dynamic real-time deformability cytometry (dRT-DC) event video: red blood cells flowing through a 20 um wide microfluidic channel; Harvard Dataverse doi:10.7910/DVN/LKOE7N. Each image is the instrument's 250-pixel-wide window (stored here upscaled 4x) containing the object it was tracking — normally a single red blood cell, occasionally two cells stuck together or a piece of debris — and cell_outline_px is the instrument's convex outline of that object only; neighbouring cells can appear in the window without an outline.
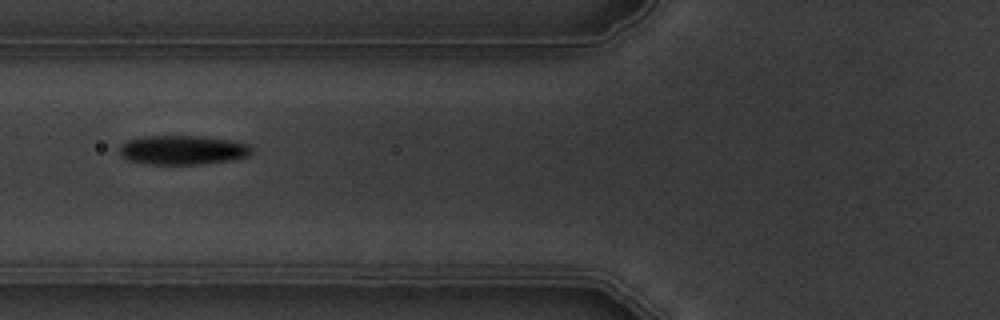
{"species": "common noctule bat (a hibernating species)", "species_latin": "Nyctalus noctula", "temperature_condition": "warm", "stored_images_in_passage": 2, "camera_frame_rate_fps": 3000, "um_per_image_px": 0.085, "animal": {"sex": "male", "body_mass_g": 19.5, "forearm_length_mm": 54.6}, "frame": {"image": 1, "passage_image": 2, "time_ms": 1.333, "image_size_px": [1000, 320], "cell_outline_px": [[252, 152], [248, 156], [228, 160], [200, 164], [144, 164], [128, 160], [120, 152], [120, 144], [128, 140], [144, 136], [204, 136], [232, 140], [248, 144], [252, 148]], "centroid_in_image_um": [15.53, 12.74], "position_along_channel_um": 110.3, "area_um2": 22.48}}